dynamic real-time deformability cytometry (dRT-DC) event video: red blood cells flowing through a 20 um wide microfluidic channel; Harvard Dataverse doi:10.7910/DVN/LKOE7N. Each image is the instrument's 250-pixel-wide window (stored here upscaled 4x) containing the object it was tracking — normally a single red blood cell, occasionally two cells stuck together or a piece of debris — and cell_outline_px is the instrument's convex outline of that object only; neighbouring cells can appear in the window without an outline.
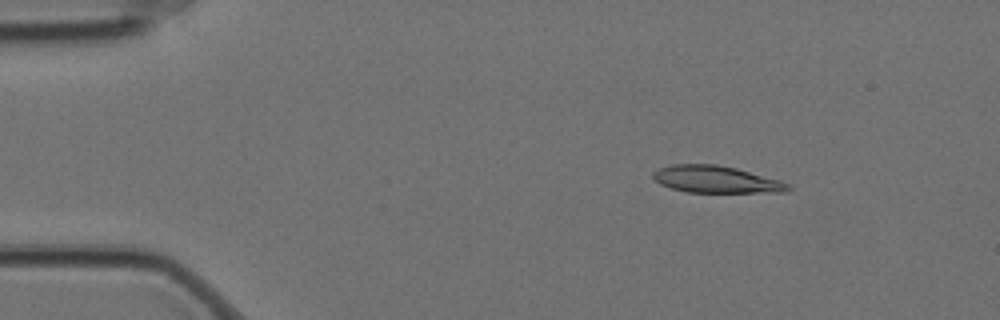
{"species": "Egyptian fruit bat (a non-hibernating species)", "species_latin": "Rousettus aegyptiacus", "temperature_condition": "cold", "stored_images_in_passage": 4, "camera_frame_rate_fps": 3000, "um_per_image_px": 0.085, "animal": {"sex": "female"}, "frame": {"image": 1, "passage_image": 2, "time_ms": 0.333, "image_size_px": [1000, 320], "cell_outline_px": [[792, 188], [788, 192], [688, 192], [672, 188], [660, 184], [652, 176], [652, 172], [660, 168], [672, 164], [716, 164], [736, 168], [780, 180], [792, 184]], "centroid_in_image_um": [60.91, 15.25], "position_along_channel_um": 24.1, "area_um2": 21.27}}